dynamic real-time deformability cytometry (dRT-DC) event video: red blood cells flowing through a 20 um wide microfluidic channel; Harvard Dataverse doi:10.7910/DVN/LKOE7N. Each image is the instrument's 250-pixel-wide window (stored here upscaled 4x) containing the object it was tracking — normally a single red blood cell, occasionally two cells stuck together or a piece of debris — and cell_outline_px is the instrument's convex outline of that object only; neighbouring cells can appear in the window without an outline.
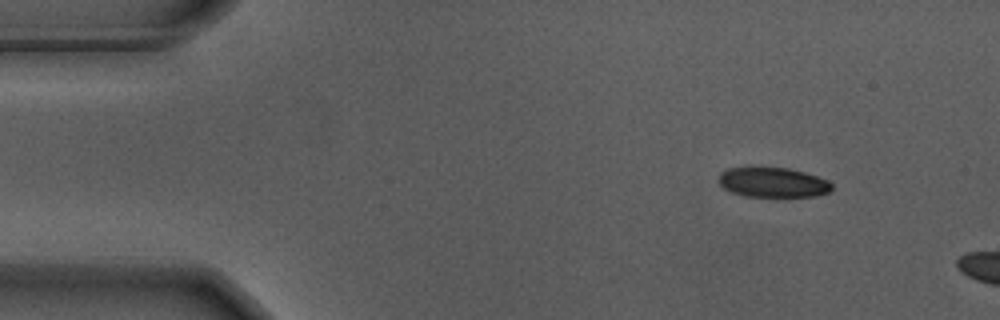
{"species": "Egyptian fruit bat (a non-hibernating species)", "species_latin": "Rousettus aegyptiacus", "temperature_condition": "warm", "stored_images_in_passage": 6, "camera_frame_rate_fps": 3000, "um_per_image_px": 0.085, "animal": {"sex": "male"}, "frame": {"image": 1, "passage_image": 1, "time_ms": 0.0, "image_size_px": [1000, 320], "cell_outline_px": [[832, 188], [828, 192], [816, 196], [744, 196], [732, 192], [724, 188], [720, 184], [720, 172], [728, 168], [752, 164], [788, 168], [804, 172], [828, 180], [832, 184]], "centroid_in_image_um": [65.65, 15.45], "position_along_channel_um": 19.4, "area_um2": 20.23}}